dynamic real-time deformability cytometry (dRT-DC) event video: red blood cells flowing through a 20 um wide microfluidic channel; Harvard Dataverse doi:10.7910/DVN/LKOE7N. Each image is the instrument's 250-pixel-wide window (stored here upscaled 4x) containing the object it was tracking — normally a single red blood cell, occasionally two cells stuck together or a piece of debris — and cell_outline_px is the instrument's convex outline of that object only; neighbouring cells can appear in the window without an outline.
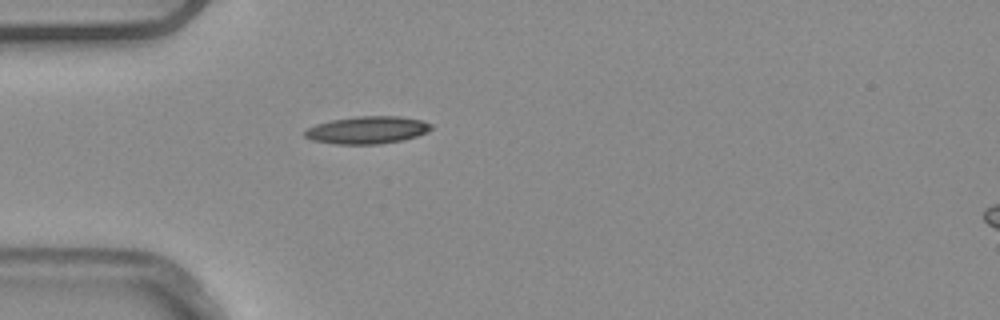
{"species": "common noctule bat (a hibernating species)", "species_latin": "Nyctalus noctula", "temperature_condition": "warm", "stored_images_in_passage": 1, "camera_frame_rate_fps": 3000, "um_per_image_px": 0.085, "animal": {"sex": "male", "body_mass_g": 20.4}, "frame": {"image": 1, "passage_image": 1, "time_ms": 0.0, "image_size_px": [1000, 320], "cell_outline_px": [[432, 128], [428, 132], [404, 140], [380, 144], [336, 144], [312, 140], [304, 136], [304, 132], [308, 128], [316, 124], [332, 120], [360, 116], [400, 116], [420, 120], [432, 124]], "centroid_in_image_um": [31.24, 11.06], "position_along_channel_um": 53.8, "area_um2": 20.17}}